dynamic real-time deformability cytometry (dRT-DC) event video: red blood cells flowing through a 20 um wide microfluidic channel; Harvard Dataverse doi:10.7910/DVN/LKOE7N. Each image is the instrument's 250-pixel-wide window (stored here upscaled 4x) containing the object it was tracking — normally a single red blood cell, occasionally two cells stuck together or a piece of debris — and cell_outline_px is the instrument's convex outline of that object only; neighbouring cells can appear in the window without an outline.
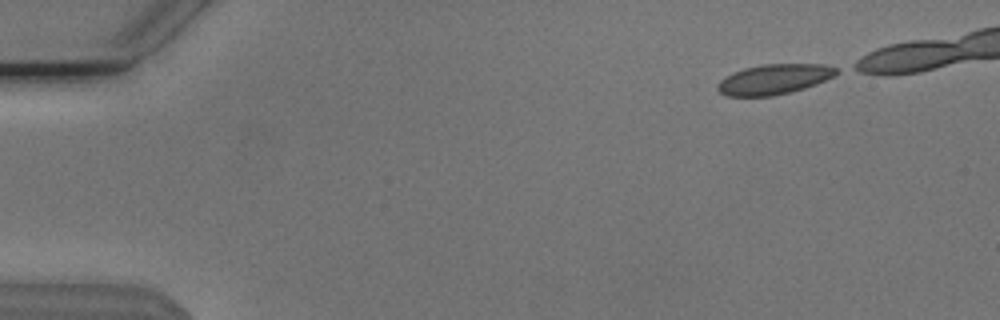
{"species": "Egyptian fruit bat (a non-hibernating species)", "species_latin": "Rousettus aegyptiacus", "temperature_condition": "cold", "stored_images_in_passage": 10, "camera_frame_rate_fps": 3000, "um_per_image_px": 0.085, "animal": {"sex": "male"}, "frame": {"image": 1, "passage_image": 1, "time_ms": 0.0, "image_size_px": [1000, 320], "cell_outline_px": [[840, 72], [816, 84], [804, 88], [772, 96], [728, 96], [720, 92], [716, 88], [716, 84], [720, 80], [732, 72], [744, 68], [764, 64], [824, 64], [840, 68]], "centroid_in_image_um": [65.79, 6.72], "position_along_channel_um": 19.2, "area_um2": 20.87}}